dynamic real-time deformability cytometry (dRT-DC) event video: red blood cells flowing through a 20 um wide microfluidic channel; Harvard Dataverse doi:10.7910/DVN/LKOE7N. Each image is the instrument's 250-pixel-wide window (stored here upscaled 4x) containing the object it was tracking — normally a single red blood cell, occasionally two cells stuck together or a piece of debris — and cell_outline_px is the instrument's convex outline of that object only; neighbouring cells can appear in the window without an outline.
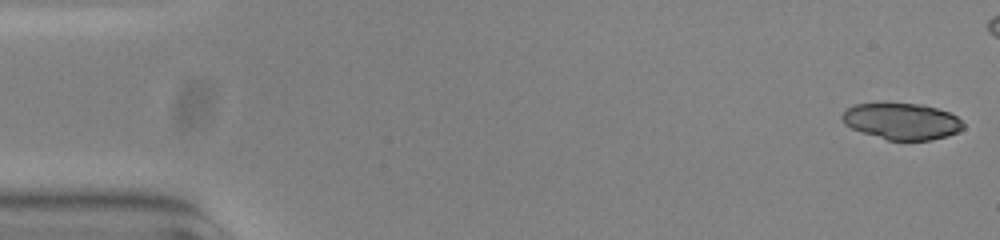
{"species": "common noctule bat (a hibernating species)", "species_latin": "Nyctalus noctula", "temperature_condition": "warm", "stored_images_in_passage": 46, "camera_frame_rate_fps": 3000, "um_per_image_px": 0.085, "animal": {"sex": "female", "body_mass_g": 23.0, "forearm_length_mm": 53.4}, "frame": {"image": 1, "passage_image": 1, "time_ms": 0.0, "image_size_px": [1000, 240], "cell_outline_px": [[964, 128], [948, 136], [932, 140], [888, 140], [860, 132], [844, 124], [840, 116], [848, 108], [856, 104], [924, 104], [948, 112], [956, 116], [964, 124]], "centroid_in_image_um": [76.65, 10.32], "position_along_channel_um": 8.3, "area_um2": 25.55}}